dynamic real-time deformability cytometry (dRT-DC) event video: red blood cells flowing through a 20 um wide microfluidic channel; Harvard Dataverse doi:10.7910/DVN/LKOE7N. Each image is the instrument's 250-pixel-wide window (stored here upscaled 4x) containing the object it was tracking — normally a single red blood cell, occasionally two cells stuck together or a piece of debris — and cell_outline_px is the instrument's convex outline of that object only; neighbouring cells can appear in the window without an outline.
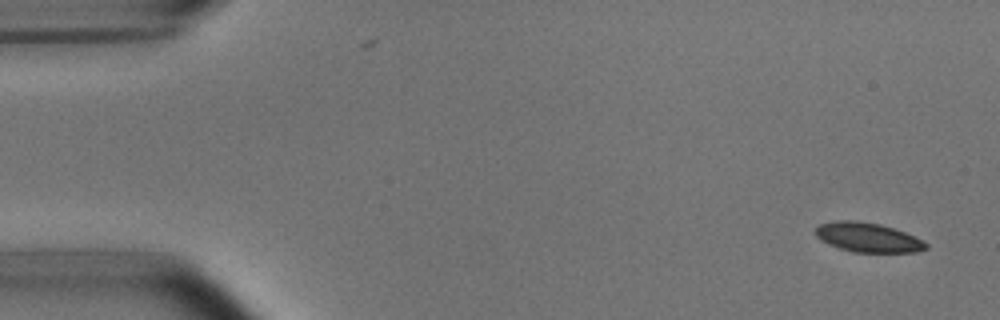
{"species": "common noctule bat (a hibernating species)", "species_latin": "Nyctalus noctula", "temperature_condition": "room temperature", "stored_images_in_passage": 4, "camera_frame_rate_fps": 3000, "um_per_image_px": 0.085, "animal": {"sex": "male", "body_mass_g": 15.6}, "frame": {"image": 1, "passage_image": 1, "time_ms": 0.0, "image_size_px": [1000, 320], "cell_outline_px": [[928, 248], [916, 252], [852, 252], [828, 244], [820, 240], [816, 236], [816, 228], [820, 224], [836, 220], [856, 220], [880, 224], [904, 232], [928, 244]], "centroid_in_image_um": [73.73, 20.18], "position_along_channel_um": 11.3, "area_um2": 18.79}}
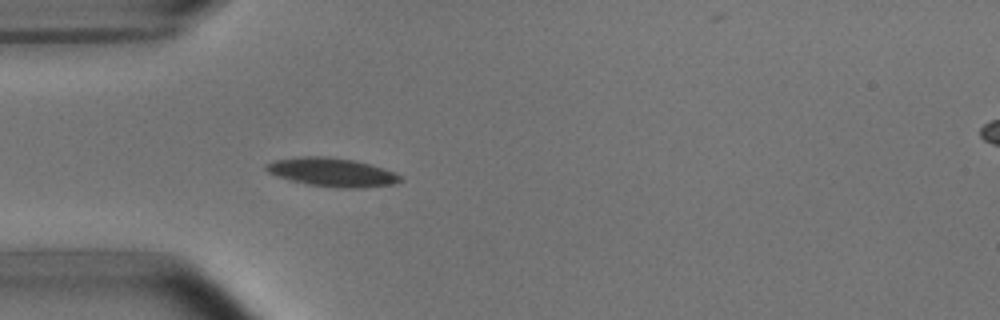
{"frame": {"image": 2, "passage_image": 4, "time_ms": 4.333, "image_size_px": [1000, 320], "cell_outline_px": [[404, 180], [392, 184], [364, 188], [336, 188], [308, 184], [288, 180], [276, 176], [268, 172], [264, 168], [264, 164], [276, 160], [304, 156], [324, 156], [352, 160], [368, 164], [396, 172]], "centroid_in_image_um": [28.2, 14.65], "position_along_channel_um": 56.8, "area_um2": 22.37}}